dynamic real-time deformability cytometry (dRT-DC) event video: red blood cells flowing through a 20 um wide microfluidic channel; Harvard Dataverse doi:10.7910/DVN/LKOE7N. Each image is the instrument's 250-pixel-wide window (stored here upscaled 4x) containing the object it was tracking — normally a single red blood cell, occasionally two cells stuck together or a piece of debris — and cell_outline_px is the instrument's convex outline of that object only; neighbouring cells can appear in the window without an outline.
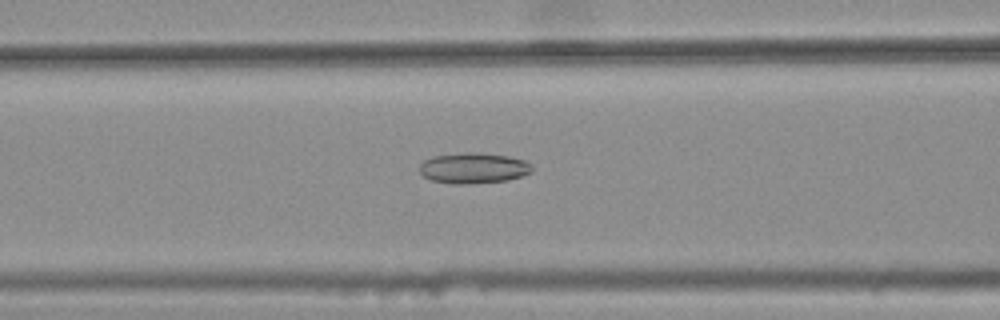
{"species": "common noctule bat (a hibernating species)", "species_latin": "Nyctalus noctula", "temperature_condition": "warm", "stored_images_in_passage": 47, "camera_frame_rate_fps": 3000, "um_per_image_px": 0.085, "animal": {"sex": "female", "body_mass_g": 25.1}, "frame": {"image": 1, "passage_image": 22, "time_ms": 7.0, "image_size_px": [1000, 320], "cell_outline_px": [[532, 172], [508, 180], [468, 184], [452, 184], [432, 180], [424, 176], [420, 172], [420, 164], [424, 160], [432, 156], [464, 152], [476, 152], [508, 156], [524, 160], [532, 164]], "centroid_in_image_um": [40.24, 14.28], "position_along_channel_um": 126.4, "area_um2": 20.17}}
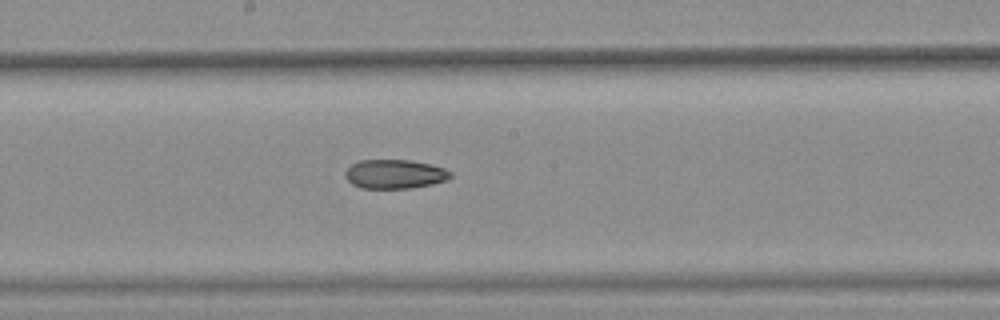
{"frame": {"image": 2, "passage_image": 29, "time_ms": 9.333, "image_size_px": [1000, 320], "cell_outline_px": [[452, 176], [448, 180], [432, 184], [412, 188], [360, 188], [352, 184], [344, 176], [344, 172], [352, 164], [360, 160], [408, 160], [432, 164], [444, 168], [452, 172]], "centroid_in_image_um": [33.57, 14.8], "position_along_channel_um": 214.6, "area_um2": 17.98}}
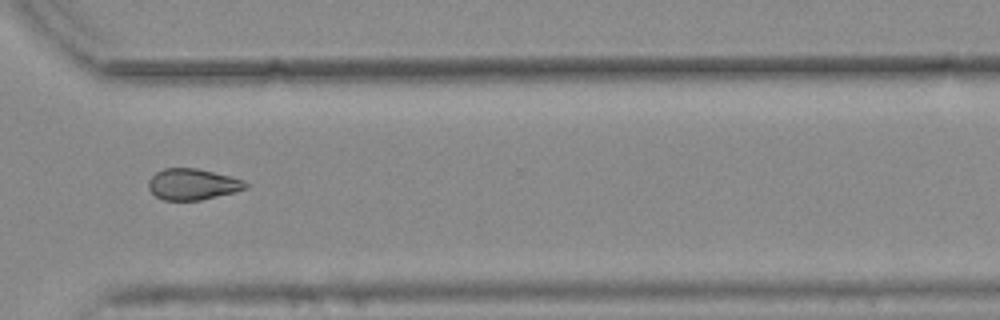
{"frame": {"image": 3, "passage_image": 40, "time_ms": 13.0, "image_size_px": [1000, 320], "cell_outline_px": [[248, 188], [236, 192], [200, 200], [164, 200], [156, 196], [148, 188], [148, 180], [156, 172], [164, 168], [196, 168], [232, 176], [244, 180], [248, 184]], "centroid_in_image_um": [16.4, 15.66], "position_along_channel_um": 354.2, "area_um2": 17.74}, "authors_computed_cell_mechanics": {"area_um2": 18.9006, "velocity_mm_per_s": 3.7924, "shape_relaxation_time_tau1_ms": null, "shape_relaxation_time_tau2_ms": 9.7564, "deformation_change_tau1": null, "deformation_change_tau2": 0.1679}}